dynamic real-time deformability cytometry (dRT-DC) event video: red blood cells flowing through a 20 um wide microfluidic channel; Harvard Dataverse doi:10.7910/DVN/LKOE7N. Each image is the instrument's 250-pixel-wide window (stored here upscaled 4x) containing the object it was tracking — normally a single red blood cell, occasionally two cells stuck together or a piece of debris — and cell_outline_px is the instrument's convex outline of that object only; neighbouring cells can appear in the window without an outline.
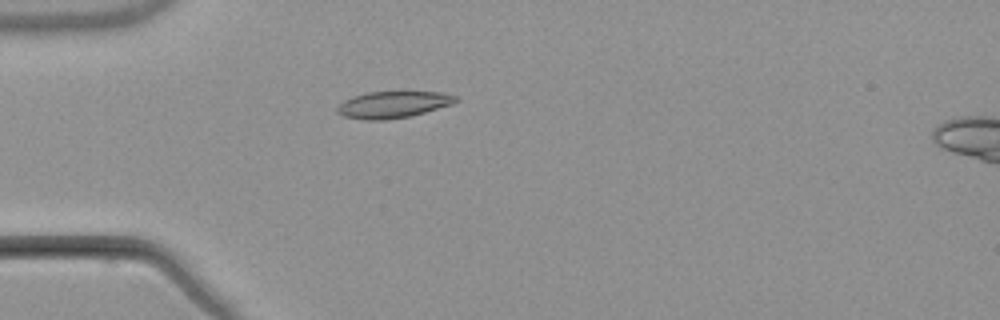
{"species": "common noctule bat (a hibernating species)", "species_latin": "Nyctalus noctula", "temperature_condition": "warm", "stored_images_in_passage": 5, "camera_frame_rate_fps": 3000, "um_per_image_px": 0.085, "animal": {"sex": "male", "body_mass_g": 21.5, "forearm_length_mm": 52.0}, "frame": {"image": 1, "passage_image": 5, "time_ms": 4.667, "image_size_px": [1000, 320], "cell_outline_px": [[460, 100], [452, 104], [412, 116], [384, 120], [364, 120], [344, 116], [336, 112], [336, 108], [344, 100], [352, 96], [368, 92], [440, 92], [456, 96]], "centroid_in_image_um": [33.4, 8.89], "position_along_channel_um": 51.6, "area_um2": 18.44}}